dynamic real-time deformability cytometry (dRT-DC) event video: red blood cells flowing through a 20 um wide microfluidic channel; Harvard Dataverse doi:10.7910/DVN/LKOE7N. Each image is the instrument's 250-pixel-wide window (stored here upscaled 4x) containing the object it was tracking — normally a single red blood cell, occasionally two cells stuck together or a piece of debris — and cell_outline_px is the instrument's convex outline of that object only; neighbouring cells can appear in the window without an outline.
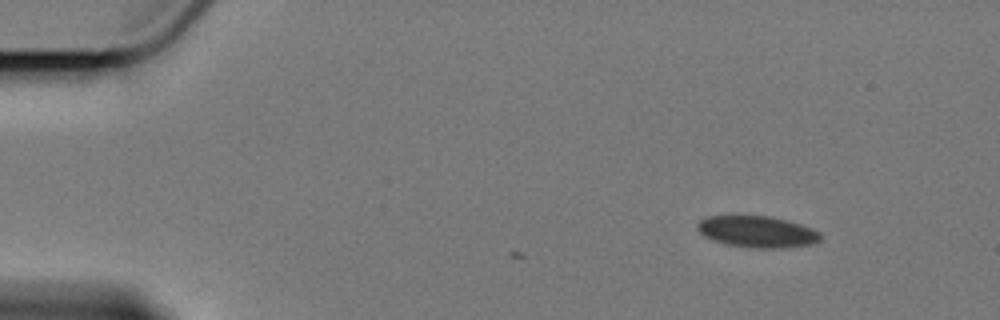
{"species": "Egyptian fruit bat (a non-hibernating species)", "species_latin": "Rousettus aegyptiacus", "temperature_condition": "cold", "stored_images_in_passage": 2, "camera_frame_rate_fps": 3000, "um_per_image_px": 0.085, "animal": {"sex": "female"}, "frame": {"image": 1, "passage_image": 2, "time_ms": 1.0, "image_size_px": [1000, 320], "cell_outline_px": [[824, 236], [820, 240], [812, 244], [780, 248], [752, 248], [728, 244], [712, 240], [704, 236], [696, 228], [696, 224], [700, 220], [708, 216], [772, 216], [788, 220], [812, 228], [820, 232]], "centroid_in_image_um": [64.38, 19.69], "position_along_channel_um": 20.6, "area_um2": 22.72}}